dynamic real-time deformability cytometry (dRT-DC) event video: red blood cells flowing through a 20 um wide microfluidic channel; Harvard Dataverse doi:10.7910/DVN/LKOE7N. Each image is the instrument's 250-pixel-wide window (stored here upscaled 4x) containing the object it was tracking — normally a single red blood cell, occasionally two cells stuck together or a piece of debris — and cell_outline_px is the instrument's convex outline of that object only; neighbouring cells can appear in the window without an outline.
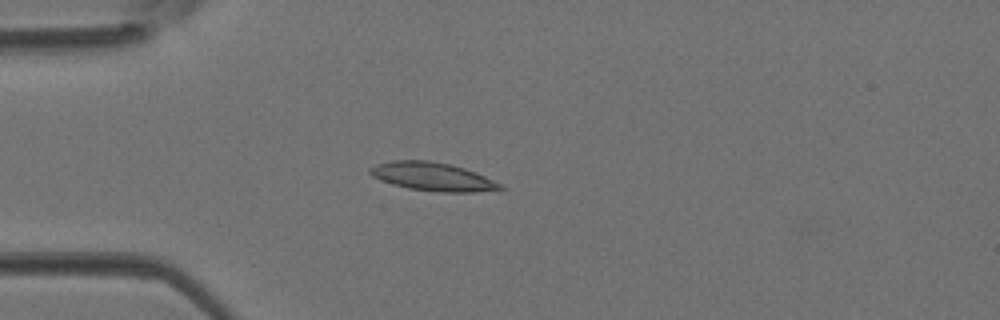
{"species": "Egyptian fruit bat (a non-hibernating species)", "species_latin": "Rousettus aegyptiacus", "temperature_condition": "room temperature", "stored_images_in_passage": 2, "camera_frame_rate_fps": 3000, "um_per_image_px": 0.085, "animal": {"sex": "female"}, "frame": {"image": 1, "passage_image": 2, "time_ms": 0.333, "image_size_px": [1000, 320], "cell_outline_px": [[504, 188], [476, 192], [440, 192], [408, 188], [392, 184], [380, 180], [372, 176], [368, 172], [368, 168], [376, 164], [392, 160], [428, 160], [448, 164], [464, 168], [476, 172], [500, 184]], "centroid_in_image_um": [36.7, 15.01], "position_along_channel_um": 48.3, "area_um2": 21.39}}